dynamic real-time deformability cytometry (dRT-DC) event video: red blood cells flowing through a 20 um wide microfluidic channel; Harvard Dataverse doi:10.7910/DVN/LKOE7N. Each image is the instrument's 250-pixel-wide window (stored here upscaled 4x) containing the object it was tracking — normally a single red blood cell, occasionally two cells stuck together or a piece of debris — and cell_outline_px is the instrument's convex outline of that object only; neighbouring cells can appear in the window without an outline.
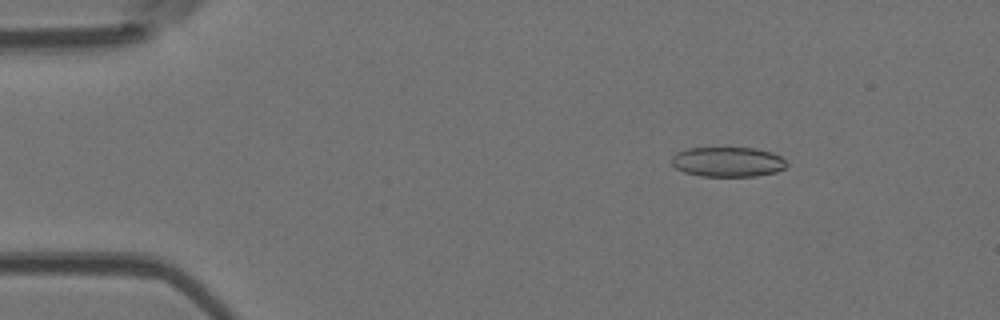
{"species": "Egyptian fruit bat (a non-hibernating species)", "species_latin": "Rousettus aegyptiacus", "temperature_condition": "room temperature", "stored_images_in_passage": 53, "camera_frame_rate_fps": 3000, "um_per_image_px": 0.085, "animal": {"sex": "female"}, "frame": {"image": 1, "passage_image": 8, "time_ms": 2.333, "image_size_px": [1000, 320], "cell_outline_px": [[788, 164], [784, 168], [776, 172], [756, 176], [700, 176], [684, 172], [676, 168], [672, 164], [672, 156], [676, 152], [688, 148], [756, 148], [772, 152], [780, 156]], "centroid_in_image_um": [61.86, 13.76], "position_along_channel_um": 23.1, "area_um2": 20.06}}
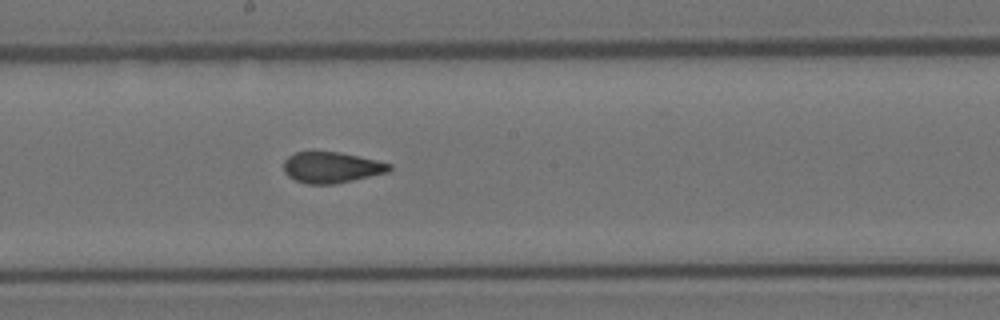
{"frame": {"image": 2, "passage_image": 29, "time_ms": 9.333, "image_size_px": [1000, 320], "cell_outline_px": [[392, 168], [388, 172], [352, 180], [332, 184], [308, 184], [296, 180], [288, 176], [284, 172], [284, 160], [288, 156], [296, 152], [340, 152], [376, 160], [392, 164]], "centroid_in_image_um": [28.17, 14.23], "position_along_channel_um": 220.0, "area_um2": 18.9}}
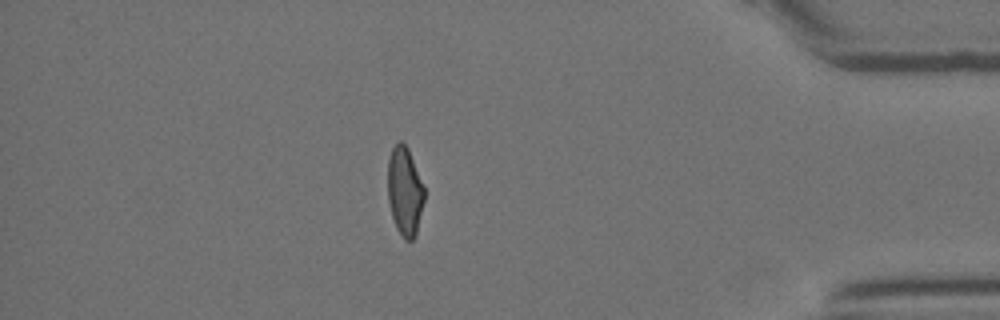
{"frame": {"image": 3, "passage_image": 46, "time_ms": 15.0, "image_size_px": [1000, 320], "cell_outline_px": [[424, 200], [416, 236], [412, 240], [404, 240], [396, 228], [392, 216], [388, 200], [388, 160], [392, 148], [400, 140], [408, 148], [424, 188]], "centroid_in_image_um": [34.4, 16.29], "position_along_channel_um": 400.8, "area_um2": 18.79}, "authors_computed_cell_mechanics": {"area_um2": 19.8832, "velocity_mm_per_s": 3.8903, "shape_relaxation_time_tau1_ms": null, "shape_relaxation_time_tau2_ms": 1.4906, "deformation_change_tau1": null, "deformation_change_tau2": 0.0764}}